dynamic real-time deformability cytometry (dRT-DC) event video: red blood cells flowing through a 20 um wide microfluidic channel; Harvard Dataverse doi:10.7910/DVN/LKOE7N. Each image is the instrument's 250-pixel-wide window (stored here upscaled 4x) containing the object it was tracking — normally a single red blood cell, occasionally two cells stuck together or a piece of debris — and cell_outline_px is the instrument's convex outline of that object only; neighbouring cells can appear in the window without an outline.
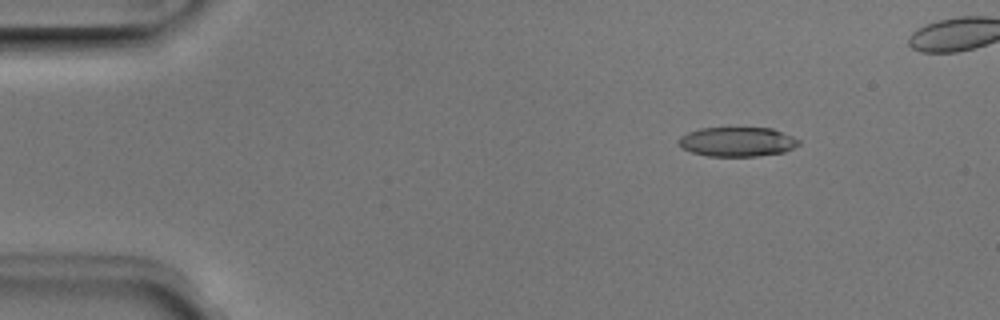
{"species": "Egyptian fruit bat (a non-hibernating species)", "species_latin": "Rousettus aegyptiacus", "temperature_condition": "room temperature", "stored_images_in_passage": 4, "camera_frame_rate_fps": 3000, "um_per_image_px": 0.085, "animal": {"sex": "male"}, "frame": {"image": 1, "passage_image": 1, "time_ms": 0.0, "image_size_px": [1000, 320], "cell_outline_px": [[800, 144], [784, 152], [756, 156], [708, 156], [692, 152], [680, 148], [676, 140], [680, 136], [688, 132], [700, 128], [772, 128], [792, 136], [800, 140]], "centroid_in_image_um": [62.63, 12.05], "position_along_channel_um": 22.4, "area_um2": 20.69}}